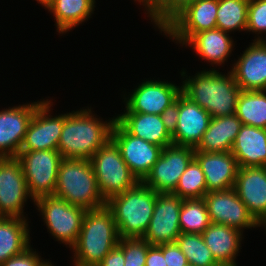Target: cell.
I'll list each match as a JSON object with an SVG mask.
<instances>
[{
    "label": "cell",
    "instance_id": "1",
    "mask_svg": "<svg viewBox=\"0 0 266 266\" xmlns=\"http://www.w3.org/2000/svg\"><path fill=\"white\" fill-rule=\"evenodd\" d=\"M116 118L109 122L94 117L91 108L64 114L58 151L63 158L90 160L110 138Z\"/></svg>",
    "mask_w": 266,
    "mask_h": 266
},
{
    "label": "cell",
    "instance_id": "2",
    "mask_svg": "<svg viewBox=\"0 0 266 266\" xmlns=\"http://www.w3.org/2000/svg\"><path fill=\"white\" fill-rule=\"evenodd\" d=\"M209 70L196 73L183 81L181 93L202 107L211 118L236 114L237 98L241 89L235 82L232 71L227 76Z\"/></svg>",
    "mask_w": 266,
    "mask_h": 266
},
{
    "label": "cell",
    "instance_id": "3",
    "mask_svg": "<svg viewBox=\"0 0 266 266\" xmlns=\"http://www.w3.org/2000/svg\"><path fill=\"white\" fill-rule=\"evenodd\" d=\"M112 212L106 207L87 210L83 217L78 240L71 248L74 264L98 266L119 242Z\"/></svg>",
    "mask_w": 266,
    "mask_h": 266
},
{
    "label": "cell",
    "instance_id": "4",
    "mask_svg": "<svg viewBox=\"0 0 266 266\" xmlns=\"http://www.w3.org/2000/svg\"><path fill=\"white\" fill-rule=\"evenodd\" d=\"M157 192L138 182L133 188L106 201L112 212L119 238H143L151 221Z\"/></svg>",
    "mask_w": 266,
    "mask_h": 266
},
{
    "label": "cell",
    "instance_id": "5",
    "mask_svg": "<svg viewBox=\"0 0 266 266\" xmlns=\"http://www.w3.org/2000/svg\"><path fill=\"white\" fill-rule=\"evenodd\" d=\"M54 196L86 210L106 206V200L98 188L92 163L87 159L61 160Z\"/></svg>",
    "mask_w": 266,
    "mask_h": 266
},
{
    "label": "cell",
    "instance_id": "6",
    "mask_svg": "<svg viewBox=\"0 0 266 266\" xmlns=\"http://www.w3.org/2000/svg\"><path fill=\"white\" fill-rule=\"evenodd\" d=\"M98 188L107 201L110 197L133 188L139 181L123 160L119 147L110 138L90 159Z\"/></svg>",
    "mask_w": 266,
    "mask_h": 266
},
{
    "label": "cell",
    "instance_id": "7",
    "mask_svg": "<svg viewBox=\"0 0 266 266\" xmlns=\"http://www.w3.org/2000/svg\"><path fill=\"white\" fill-rule=\"evenodd\" d=\"M34 202L42 213L50 234L72 248L78 240L87 210L54 195L40 197Z\"/></svg>",
    "mask_w": 266,
    "mask_h": 266
},
{
    "label": "cell",
    "instance_id": "8",
    "mask_svg": "<svg viewBox=\"0 0 266 266\" xmlns=\"http://www.w3.org/2000/svg\"><path fill=\"white\" fill-rule=\"evenodd\" d=\"M16 158L22 165L27 189L33 201L54 195L57 174L63 159L58 150L19 152Z\"/></svg>",
    "mask_w": 266,
    "mask_h": 266
},
{
    "label": "cell",
    "instance_id": "9",
    "mask_svg": "<svg viewBox=\"0 0 266 266\" xmlns=\"http://www.w3.org/2000/svg\"><path fill=\"white\" fill-rule=\"evenodd\" d=\"M218 0H195L161 31L185 45L196 33L216 28Z\"/></svg>",
    "mask_w": 266,
    "mask_h": 266
},
{
    "label": "cell",
    "instance_id": "10",
    "mask_svg": "<svg viewBox=\"0 0 266 266\" xmlns=\"http://www.w3.org/2000/svg\"><path fill=\"white\" fill-rule=\"evenodd\" d=\"M194 155L195 149L192 147L174 144L164 147L142 182L157 193H172Z\"/></svg>",
    "mask_w": 266,
    "mask_h": 266
},
{
    "label": "cell",
    "instance_id": "11",
    "mask_svg": "<svg viewBox=\"0 0 266 266\" xmlns=\"http://www.w3.org/2000/svg\"><path fill=\"white\" fill-rule=\"evenodd\" d=\"M111 139L119 147L131 173L142 182L157 162L163 148L130 134L117 120L111 130Z\"/></svg>",
    "mask_w": 266,
    "mask_h": 266
},
{
    "label": "cell",
    "instance_id": "12",
    "mask_svg": "<svg viewBox=\"0 0 266 266\" xmlns=\"http://www.w3.org/2000/svg\"><path fill=\"white\" fill-rule=\"evenodd\" d=\"M182 201L173 193H157L153 215L143 236L151 246L175 243L181 234L179 214Z\"/></svg>",
    "mask_w": 266,
    "mask_h": 266
},
{
    "label": "cell",
    "instance_id": "13",
    "mask_svg": "<svg viewBox=\"0 0 266 266\" xmlns=\"http://www.w3.org/2000/svg\"><path fill=\"white\" fill-rule=\"evenodd\" d=\"M30 197L20 161L0 158V217L25 218L24 203Z\"/></svg>",
    "mask_w": 266,
    "mask_h": 266
},
{
    "label": "cell",
    "instance_id": "14",
    "mask_svg": "<svg viewBox=\"0 0 266 266\" xmlns=\"http://www.w3.org/2000/svg\"><path fill=\"white\" fill-rule=\"evenodd\" d=\"M203 199L207 205L211 223L227 225L241 232L244 228L260 227L234 188L208 192Z\"/></svg>",
    "mask_w": 266,
    "mask_h": 266
},
{
    "label": "cell",
    "instance_id": "15",
    "mask_svg": "<svg viewBox=\"0 0 266 266\" xmlns=\"http://www.w3.org/2000/svg\"><path fill=\"white\" fill-rule=\"evenodd\" d=\"M46 100H43L36 108L28 124L20 152L58 150L64 114L50 116L48 112L52 104L50 100Z\"/></svg>",
    "mask_w": 266,
    "mask_h": 266
},
{
    "label": "cell",
    "instance_id": "16",
    "mask_svg": "<svg viewBox=\"0 0 266 266\" xmlns=\"http://www.w3.org/2000/svg\"><path fill=\"white\" fill-rule=\"evenodd\" d=\"M180 94L181 87L173 83L157 80L144 81L128 98H124L125 111L161 115Z\"/></svg>",
    "mask_w": 266,
    "mask_h": 266
},
{
    "label": "cell",
    "instance_id": "17",
    "mask_svg": "<svg viewBox=\"0 0 266 266\" xmlns=\"http://www.w3.org/2000/svg\"><path fill=\"white\" fill-rule=\"evenodd\" d=\"M42 101L0 111V158L17 157L28 124Z\"/></svg>",
    "mask_w": 266,
    "mask_h": 266
},
{
    "label": "cell",
    "instance_id": "18",
    "mask_svg": "<svg viewBox=\"0 0 266 266\" xmlns=\"http://www.w3.org/2000/svg\"><path fill=\"white\" fill-rule=\"evenodd\" d=\"M234 189L249 213L261 225L266 219V166L239 167Z\"/></svg>",
    "mask_w": 266,
    "mask_h": 266
},
{
    "label": "cell",
    "instance_id": "19",
    "mask_svg": "<svg viewBox=\"0 0 266 266\" xmlns=\"http://www.w3.org/2000/svg\"><path fill=\"white\" fill-rule=\"evenodd\" d=\"M194 159L204 172L207 193L234 188L239 166L231 151H195Z\"/></svg>",
    "mask_w": 266,
    "mask_h": 266
},
{
    "label": "cell",
    "instance_id": "20",
    "mask_svg": "<svg viewBox=\"0 0 266 266\" xmlns=\"http://www.w3.org/2000/svg\"><path fill=\"white\" fill-rule=\"evenodd\" d=\"M211 116L202 107L179 95V117L172 143L178 146L196 148L208 129Z\"/></svg>",
    "mask_w": 266,
    "mask_h": 266
},
{
    "label": "cell",
    "instance_id": "21",
    "mask_svg": "<svg viewBox=\"0 0 266 266\" xmlns=\"http://www.w3.org/2000/svg\"><path fill=\"white\" fill-rule=\"evenodd\" d=\"M253 41L231 70L235 82L244 91L266 90V49Z\"/></svg>",
    "mask_w": 266,
    "mask_h": 266
},
{
    "label": "cell",
    "instance_id": "22",
    "mask_svg": "<svg viewBox=\"0 0 266 266\" xmlns=\"http://www.w3.org/2000/svg\"><path fill=\"white\" fill-rule=\"evenodd\" d=\"M231 153L239 167L266 166V129L242 125Z\"/></svg>",
    "mask_w": 266,
    "mask_h": 266
},
{
    "label": "cell",
    "instance_id": "23",
    "mask_svg": "<svg viewBox=\"0 0 266 266\" xmlns=\"http://www.w3.org/2000/svg\"><path fill=\"white\" fill-rule=\"evenodd\" d=\"M115 118L130 134L138 138L162 148L173 144L172 136L158 114L125 112Z\"/></svg>",
    "mask_w": 266,
    "mask_h": 266
},
{
    "label": "cell",
    "instance_id": "24",
    "mask_svg": "<svg viewBox=\"0 0 266 266\" xmlns=\"http://www.w3.org/2000/svg\"><path fill=\"white\" fill-rule=\"evenodd\" d=\"M202 236L215 260L221 266H237L235 258L242 241L240 230L223 224L211 223Z\"/></svg>",
    "mask_w": 266,
    "mask_h": 266
},
{
    "label": "cell",
    "instance_id": "25",
    "mask_svg": "<svg viewBox=\"0 0 266 266\" xmlns=\"http://www.w3.org/2000/svg\"><path fill=\"white\" fill-rule=\"evenodd\" d=\"M242 122L236 114L211 118L208 129L195 148L201 152H229L238 135Z\"/></svg>",
    "mask_w": 266,
    "mask_h": 266
},
{
    "label": "cell",
    "instance_id": "26",
    "mask_svg": "<svg viewBox=\"0 0 266 266\" xmlns=\"http://www.w3.org/2000/svg\"><path fill=\"white\" fill-rule=\"evenodd\" d=\"M233 42L227 32L215 28L196 33L186 45L193 47L196 53L211 62V65H221L232 52Z\"/></svg>",
    "mask_w": 266,
    "mask_h": 266
},
{
    "label": "cell",
    "instance_id": "27",
    "mask_svg": "<svg viewBox=\"0 0 266 266\" xmlns=\"http://www.w3.org/2000/svg\"><path fill=\"white\" fill-rule=\"evenodd\" d=\"M29 240L27 219L0 217V265L28 248Z\"/></svg>",
    "mask_w": 266,
    "mask_h": 266
},
{
    "label": "cell",
    "instance_id": "28",
    "mask_svg": "<svg viewBox=\"0 0 266 266\" xmlns=\"http://www.w3.org/2000/svg\"><path fill=\"white\" fill-rule=\"evenodd\" d=\"M94 7L95 0H52L46 9L54 14L58 32L64 33L89 18Z\"/></svg>",
    "mask_w": 266,
    "mask_h": 266
},
{
    "label": "cell",
    "instance_id": "29",
    "mask_svg": "<svg viewBox=\"0 0 266 266\" xmlns=\"http://www.w3.org/2000/svg\"><path fill=\"white\" fill-rule=\"evenodd\" d=\"M266 90L244 91L238 95L236 115L243 125L266 129Z\"/></svg>",
    "mask_w": 266,
    "mask_h": 266
},
{
    "label": "cell",
    "instance_id": "30",
    "mask_svg": "<svg viewBox=\"0 0 266 266\" xmlns=\"http://www.w3.org/2000/svg\"><path fill=\"white\" fill-rule=\"evenodd\" d=\"M211 224L203 198L183 199L179 214L181 233L202 234Z\"/></svg>",
    "mask_w": 266,
    "mask_h": 266
},
{
    "label": "cell",
    "instance_id": "31",
    "mask_svg": "<svg viewBox=\"0 0 266 266\" xmlns=\"http://www.w3.org/2000/svg\"><path fill=\"white\" fill-rule=\"evenodd\" d=\"M249 0H218L216 28L224 32L246 30Z\"/></svg>",
    "mask_w": 266,
    "mask_h": 266
},
{
    "label": "cell",
    "instance_id": "32",
    "mask_svg": "<svg viewBox=\"0 0 266 266\" xmlns=\"http://www.w3.org/2000/svg\"><path fill=\"white\" fill-rule=\"evenodd\" d=\"M175 243L184 253L190 265L221 266L206 245L202 234L181 233Z\"/></svg>",
    "mask_w": 266,
    "mask_h": 266
},
{
    "label": "cell",
    "instance_id": "33",
    "mask_svg": "<svg viewBox=\"0 0 266 266\" xmlns=\"http://www.w3.org/2000/svg\"><path fill=\"white\" fill-rule=\"evenodd\" d=\"M172 193L181 199L204 198L207 193L206 179L195 159L187 166Z\"/></svg>",
    "mask_w": 266,
    "mask_h": 266
},
{
    "label": "cell",
    "instance_id": "34",
    "mask_svg": "<svg viewBox=\"0 0 266 266\" xmlns=\"http://www.w3.org/2000/svg\"><path fill=\"white\" fill-rule=\"evenodd\" d=\"M195 0H154L149 16L160 31L189 3Z\"/></svg>",
    "mask_w": 266,
    "mask_h": 266
},
{
    "label": "cell",
    "instance_id": "35",
    "mask_svg": "<svg viewBox=\"0 0 266 266\" xmlns=\"http://www.w3.org/2000/svg\"><path fill=\"white\" fill-rule=\"evenodd\" d=\"M124 253V266H145L151 245L143 238H120L117 245Z\"/></svg>",
    "mask_w": 266,
    "mask_h": 266
},
{
    "label": "cell",
    "instance_id": "36",
    "mask_svg": "<svg viewBox=\"0 0 266 266\" xmlns=\"http://www.w3.org/2000/svg\"><path fill=\"white\" fill-rule=\"evenodd\" d=\"M246 30L258 35L266 32V0H249Z\"/></svg>",
    "mask_w": 266,
    "mask_h": 266
},
{
    "label": "cell",
    "instance_id": "37",
    "mask_svg": "<svg viewBox=\"0 0 266 266\" xmlns=\"http://www.w3.org/2000/svg\"><path fill=\"white\" fill-rule=\"evenodd\" d=\"M36 251L29 246L22 253L15 255L0 266H42L46 261H44Z\"/></svg>",
    "mask_w": 266,
    "mask_h": 266
},
{
    "label": "cell",
    "instance_id": "38",
    "mask_svg": "<svg viewBox=\"0 0 266 266\" xmlns=\"http://www.w3.org/2000/svg\"><path fill=\"white\" fill-rule=\"evenodd\" d=\"M163 256L167 266H187L189 264L176 243L163 244Z\"/></svg>",
    "mask_w": 266,
    "mask_h": 266
},
{
    "label": "cell",
    "instance_id": "39",
    "mask_svg": "<svg viewBox=\"0 0 266 266\" xmlns=\"http://www.w3.org/2000/svg\"><path fill=\"white\" fill-rule=\"evenodd\" d=\"M168 133L172 136L176 131L179 117V96L176 101L165 108L160 115Z\"/></svg>",
    "mask_w": 266,
    "mask_h": 266
},
{
    "label": "cell",
    "instance_id": "40",
    "mask_svg": "<svg viewBox=\"0 0 266 266\" xmlns=\"http://www.w3.org/2000/svg\"><path fill=\"white\" fill-rule=\"evenodd\" d=\"M145 266H167L163 256V244L148 249Z\"/></svg>",
    "mask_w": 266,
    "mask_h": 266
},
{
    "label": "cell",
    "instance_id": "41",
    "mask_svg": "<svg viewBox=\"0 0 266 266\" xmlns=\"http://www.w3.org/2000/svg\"><path fill=\"white\" fill-rule=\"evenodd\" d=\"M124 253L116 246L112 249L98 266H124Z\"/></svg>",
    "mask_w": 266,
    "mask_h": 266
},
{
    "label": "cell",
    "instance_id": "42",
    "mask_svg": "<svg viewBox=\"0 0 266 266\" xmlns=\"http://www.w3.org/2000/svg\"><path fill=\"white\" fill-rule=\"evenodd\" d=\"M136 1V0H135ZM138 2H142L146 8V11H148L147 14H149L148 16H150L152 14V9H153V4H154V0H137Z\"/></svg>",
    "mask_w": 266,
    "mask_h": 266
},
{
    "label": "cell",
    "instance_id": "43",
    "mask_svg": "<svg viewBox=\"0 0 266 266\" xmlns=\"http://www.w3.org/2000/svg\"><path fill=\"white\" fill-rule=\"evenodd\" d=\"M266 33V32H265ZM266 38V37H265ZM255 41L257 42V43H259L263 48H265L266 49V41L264 40V38L263 37H258V38H255Z\"/></svg>",
    "mask_w": 266,
    "mask_h": 266
},
{
    "label": "cell",
    "instance_id": "44",
    "mask_svg": "<svg viewBox=\"0 0 266 266\" xmlns=\"http://www.w3.org/2000/svg\"><path fill=\"white\" fill-rule=\"evenodd\" d=\"M36 1L37 2L39 1V3L43 5L45 8H47L52 3V0H36Z\"/></svg>",
    "mask_w": 266,
    "mask_h": 266
},
{
    "label": "cell",
    "instance_id": "45",
    "mask_svg": "<svg viewBox=\"0 0 266 266\" xmlns=\"http://www.w3.org/2000/svg\"><path fill=\"white\" fill-rule=\"evenodd\" d=\"M42 266H54L49 261L46 260V262Z\"/></svg>",
    "mask_w": 266,
    "mask_h": 266
},
{
    "label": "cell",
    "instance_id": "46",
    "mask_svg": "<svg viewBox=\"0 0 266 266\" xmlns=\"http://www.w3.org/2000/svg\"><path fill=\"white\" fill-rule=\"evenodd\" d=\"M261 227L264 226L266 230V219L263 221V223L260 225Z\"/></svg>",
    "mask_w": 266,
    "mask_h": 266
}]
</instances>
